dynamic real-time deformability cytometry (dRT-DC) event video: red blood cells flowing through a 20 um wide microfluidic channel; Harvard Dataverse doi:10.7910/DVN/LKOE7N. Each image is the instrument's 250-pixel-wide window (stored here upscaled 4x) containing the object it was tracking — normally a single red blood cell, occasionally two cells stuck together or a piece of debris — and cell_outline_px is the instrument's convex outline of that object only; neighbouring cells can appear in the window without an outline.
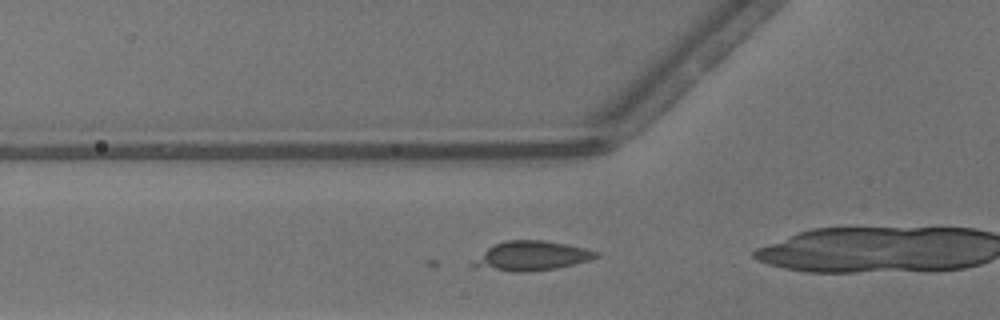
{"species": "common noctule bat (a hibernating species)", "species_latin": "Nyctalus noctula", "temperature_condition": "warm", "stored_images_in_passage": 30, "camera_frame_rate_fps": 3000, "um_per_image_px": 0.085, "animal": {"sex": "male", "body_mass_g": 13.3}, "frame": {"image": 1, "passage_image": 8, "time_ms": 2.333, "image_size_px": [1000, 320], "cell_outline_px": [[600, 256], [588, 260], [556, 268], [524, 272], [516, 272], [472, 268], [468, 264], [492, 244], [508, 240], [544, 240], [568, 244], [600, 252]], "centroid_in_image_um": [45.1, 21.75], "position_along_channel_um": 80.7, "area_um2": 21.33}}
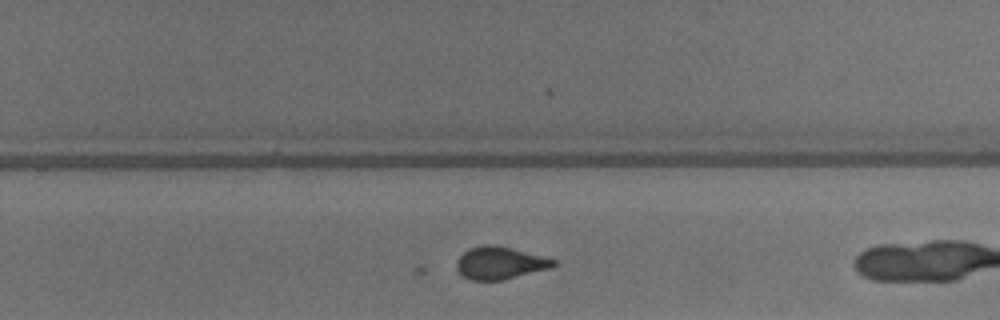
{"frame": {"image": 2, "passage_image": 23, "time_ms": 7.333, "image_size_px": [1000, 320], "cell_outline_px": [[556, 264], [548, 268], [504, 280], [472, 280], [456, 272], [456, 260], [468, 248], [484, 244], [496, 244], [556, 260]], "centroid_in_image_um": [42.42, 22.34], "position_along_channel_um": 287.4, "area_um2": 18.26}}